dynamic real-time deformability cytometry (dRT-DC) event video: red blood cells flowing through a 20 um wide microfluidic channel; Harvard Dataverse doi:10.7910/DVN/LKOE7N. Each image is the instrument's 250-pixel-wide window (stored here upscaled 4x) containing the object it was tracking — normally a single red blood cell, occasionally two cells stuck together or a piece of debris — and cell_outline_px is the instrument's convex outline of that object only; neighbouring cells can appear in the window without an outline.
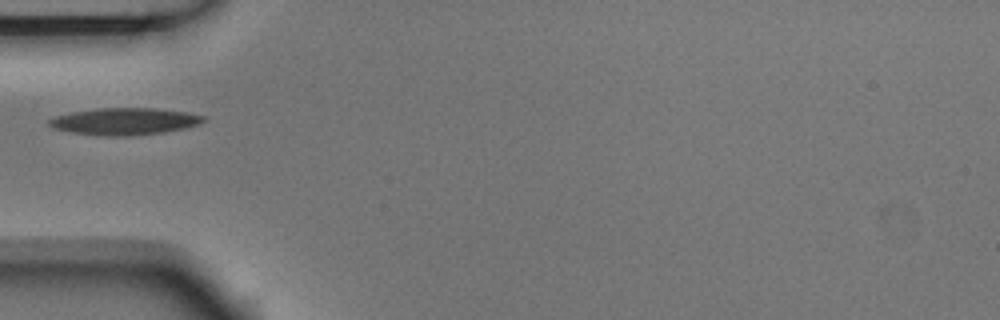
{"species": "Egyptian fruit bat (a non-hibernating species)", "species_latin": "Rousettus aegyptiacus", "temperature_condition": "room temperature", "stored_images_in_passage": 1, "camera_frame_rate_fps": 3000, "um_per_image_px": 0.085, "animal": {"sex": "male"}, "frame": {"image": 1, "passage_image": 1, "time_ms": 0.0, "image_size_px": [1000, 320], "cell_outline_px": [[208, 120], [200, 124], [184, 128], [164, 132], [128, 136], [100, 136], [72, 132], [52, 128], [48, 124], [48, 120], [56, 116], [72, 112], [100, 108], [156, 108], [184, 112], [204, 116]], "centroid_in_image_um": [10.59, 10.32], "position_along_channel_um": 74.4, "area_um2": 24.22}}